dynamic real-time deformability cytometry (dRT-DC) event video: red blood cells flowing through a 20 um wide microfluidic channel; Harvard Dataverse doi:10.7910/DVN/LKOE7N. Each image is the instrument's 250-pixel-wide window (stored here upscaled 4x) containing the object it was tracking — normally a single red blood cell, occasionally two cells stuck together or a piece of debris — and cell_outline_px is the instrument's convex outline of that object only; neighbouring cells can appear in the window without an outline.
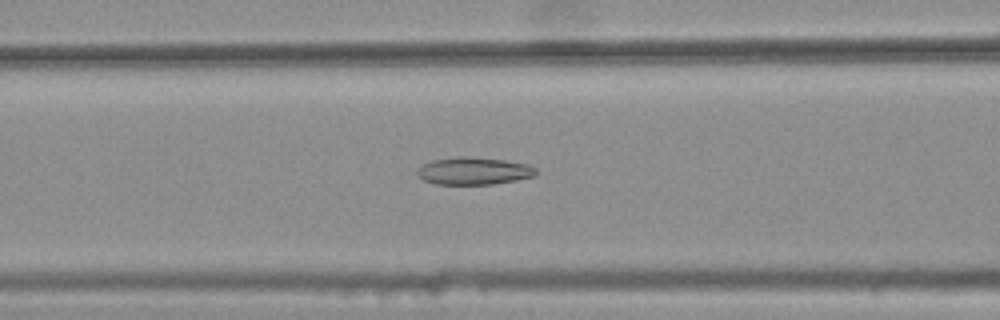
{"species": "common noctule bat (a hibernating species)", "species_latin": "Nyctalus noctula", "temperature_condition": "warm", "stored_images_in_passage": 46, "camera_frame_rate_fps": 3000, "um_per_image_px": 0.085, "animal": {"sex": "female", "body_mass_g": 25.1}, "frame": {"image": 1, "passage_image": 22, "time_ms": 7.0, "image_size_px": [1000, 320], "cell_outline_px": [[536, 172], [532, 176], [516, 180], [492, 184], [436, 184], [424, 180], [416, 172], [424, 164], [432, 160], [460, 156], [468, 156], [504, 160], [528, 164], [536, 168]], "centroid_in_image_um": [40.27, 14.52], "position_along_channel_um": 126.3, "area_um2": 18.73}}
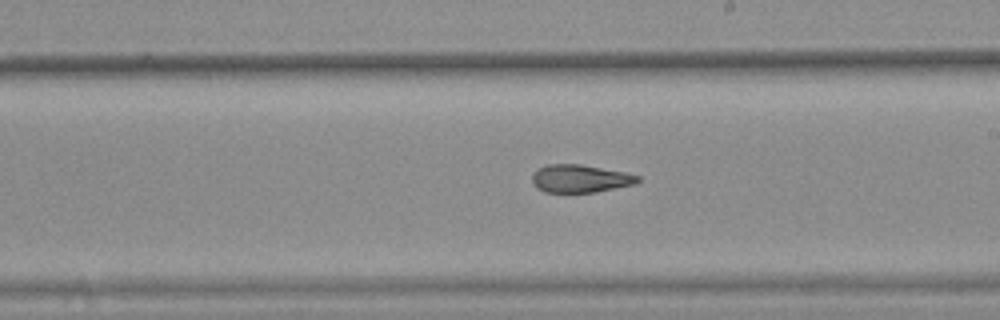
{"frame": {"image": 2, "passage_image": 31, "time_ms": 10.0, "image_size_px": [1000, 320], "cell_outline_px": [[640, 180], [636, 184], [596, 192], [544, 192], [536, 188], [532, 184], [532, 176], [536, 168], [548, 164], [580, 164], [624, 172], [640, 176]], "centroid_in_image_um": [49.29, 15.18], "position_along_channel_um": 239.7, "area_um2": 17.28}}
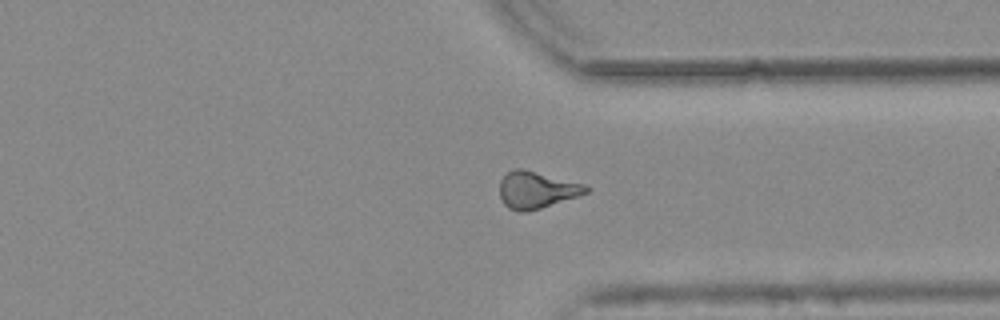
{"frame": {"image": 3, "passage_image": 41, "time_ms": 13.333, "image_size_px": [1000, 320], "cell_outline_px": [[592, 188], [588, 192], [540, 208], [524, 212], [520, 212], [508, 208], [504, 204], [500, 196], [500, 180], [508, 172], [516, 168], [520, 168], [584, 184]], "centroid_in_image_um": [45.59, 16.14], "position_along_channel_um": 365.8, "area_um2": 18.21}, "authors_computed_cell_mechanics": {"area_um2": 18.4671, "velocity_mm_per_s": 3.7883, "shape_relaxation_time_tau1_ms": null, "shape_relaxation_time_tau2_ms": 2.7982, "deformation_change_tau1": null, "deformation_change_tau2": 0.1266}}